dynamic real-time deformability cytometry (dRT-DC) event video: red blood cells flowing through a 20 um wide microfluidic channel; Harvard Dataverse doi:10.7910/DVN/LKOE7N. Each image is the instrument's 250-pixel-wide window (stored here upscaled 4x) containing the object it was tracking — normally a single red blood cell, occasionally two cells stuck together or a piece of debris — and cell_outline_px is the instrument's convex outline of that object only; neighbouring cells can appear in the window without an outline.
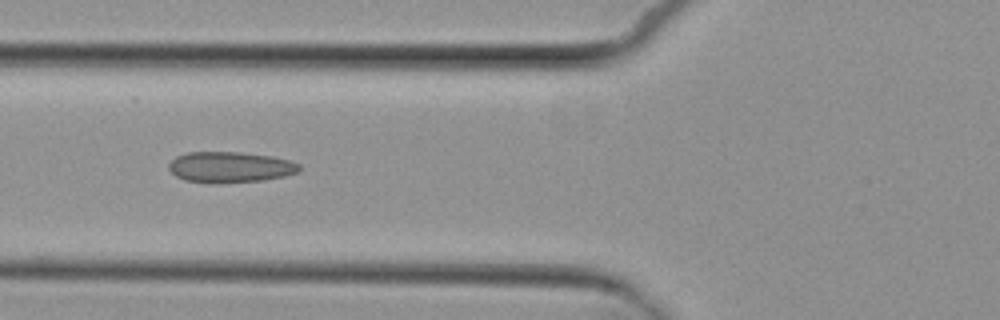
{"species": "common noctule bat (a hibernating species)", "species_latin": "Nyctalus noctula", "temperature_condition": "cold", "stored_images_in_passage": 7, "camera_frame_rate_fps": 3000, "um_per_image_px": 0.085, "animal": {"sex": "female", "body_mass_g": 29.2, "forearm_length_mm": 56.3}, "frame": {"image": 1, "passage_image": 6, "time_ms": 6.0, "image_size_px": [1000, 320], "cell_outline_px": [[300, 168], [296, 172], [284, 176], [264, 180], [220, 184], [212, 184], [184, 180], [176, 176], [168, 168], [168, 164], [176, 156], [188, 152], [240, 152], [272, 156], [288, 160], [300, 164]], "centroid_in_image_um": [19.53, 14.22], "position_along_channel_um": 106.3, "area_um2": 23.64}}
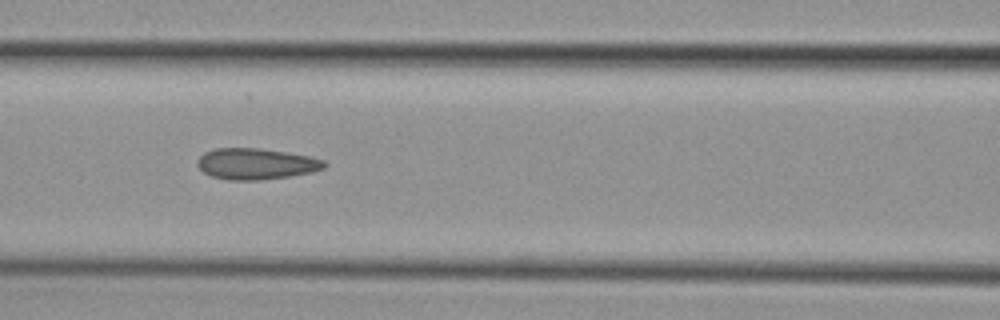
{"frame": {"image": 2, "passage_image": 7, "time_ms": 7.0, "image_size_px": [1000, 320], "cell_outline_px": [[328, 164], [324, 168], [312, 172], [288, 176], [260, 180], [228, 180], [212, 176], [204, 172], [196, 164], [196, 160], [204, 152], [216, 148], [260, 148], [308, 156], [324, 160]], "centroid_in_image_um": [21.74, 13.92], "position_along_channel_um": 144.9, "area_um2": 22.95}}